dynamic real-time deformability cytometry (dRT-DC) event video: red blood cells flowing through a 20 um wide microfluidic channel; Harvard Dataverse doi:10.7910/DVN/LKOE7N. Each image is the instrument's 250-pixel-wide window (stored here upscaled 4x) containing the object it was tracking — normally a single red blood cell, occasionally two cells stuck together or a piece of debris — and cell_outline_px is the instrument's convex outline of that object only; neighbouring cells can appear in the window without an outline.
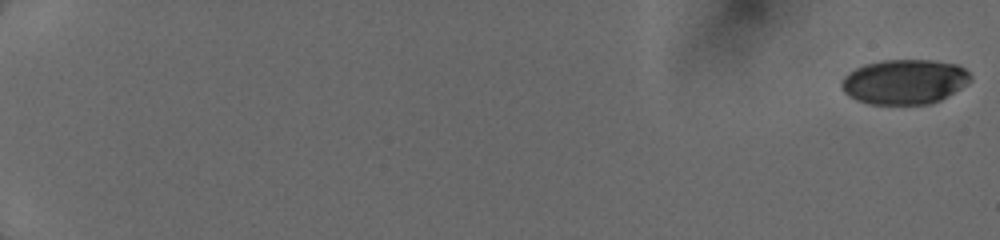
{"species": "human", "species_latin": "Homo sapiens", "temperature_condition": "cold", "stored_images_in_passage": 18, "camera_frame_rate_fps": 3000, "um_per_image_px": 0.085, "donor": {"sex": "female"}, "frame": {"image": 1, "passage_image": 1, "time_ms": 0.0, "image_size_px": [1000, 240], "cell_outline_px": [[972, 80], [968, 84], [940, 100], [928, 104], [872, 104], [856, 100], [848, 96], [844, 92], [840, 84], [840, 80], [848, 72], [864, 64], [884, 60], [932, 60], [956, 64], [964, 68], [972, 76]], "centroid_in_image_um": [76.87, 6.94], "position_along_channel_um": 8.1, "area_um2": 33.87}}
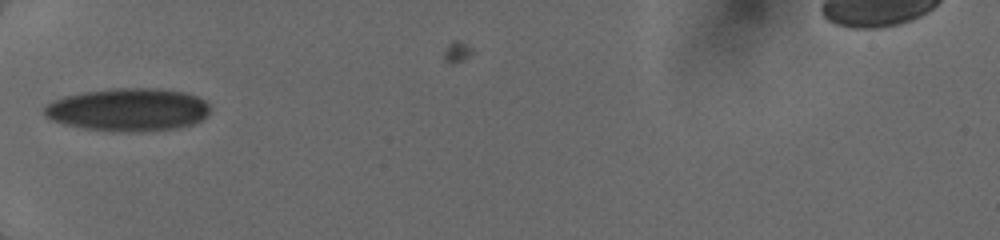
{"frame": {"image": 2, "passage_image": 8, "time_ms": 7.0, "image_size_px": [1000, 240], "cell_outline_px": [[208, 112], [200, 120], [192, 124], [180, 128], [140, 132], [128, 132], [84, 128], [64, 124], [52, 120], [44, 116], [44, 108], [52, 100], [64, 96], [84, 92], [112, 88], [160, 88], [184, 92], [196, 96], [204, 100], [208, 104]], "centroid_in_image_um": [10.88, 9.32], "position_along_channel_um": 74.1, "area_um2": 41.44}}
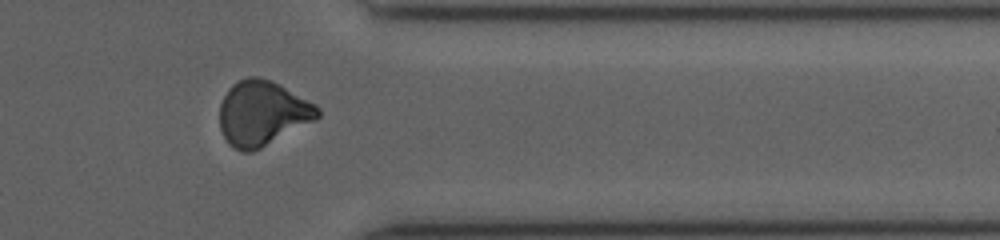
{"frame": {"image": 3, "passage_image": 16, "time_ms": 14.667, "image_size_px": [1000, 240], "cell_outline_px": [[320, 116], [316, 120], [252, 152], [244, 152], [232, 148], [228, 144], [220, 128], [220, 104], [228, 88], [232, 84], [248, 76], [256, 76], [272, 80], [280, 84], [316, 104], [320, 108]], "centroid_in_image_um": [22.3, 9.62], "position_along_channel_um": 389.1, "area_um2": 37.22}}